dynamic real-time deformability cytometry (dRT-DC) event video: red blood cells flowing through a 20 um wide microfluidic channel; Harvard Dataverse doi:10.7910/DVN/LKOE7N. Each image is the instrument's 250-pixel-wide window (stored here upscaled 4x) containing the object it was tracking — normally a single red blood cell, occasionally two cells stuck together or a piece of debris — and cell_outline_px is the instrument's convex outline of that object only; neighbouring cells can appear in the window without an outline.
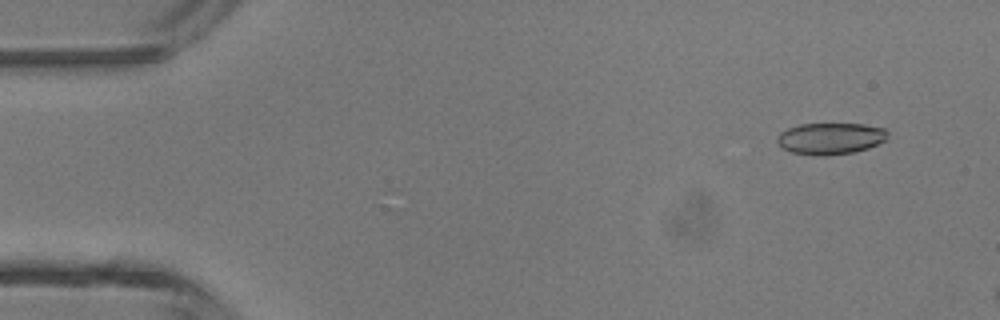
{"species": "common noctule bat (a hibernating species)", "species_latin": "Nyctalus noctula", "temperature_condition": "room temperature", "stored_images_in_passage": 2, "camera_frame_rate_fps": 3000, "um_per_image_px": 0.085, "animal": {"sex": "male", "body_mass_g": 13.3}, "frame": {"image": 1, "passage_image": 1, "time_ms": 0.0, "image_size_px": [1000, 320], "cell_outline_px": [[888, 132], [884, 140], [868, 148], [852, 152], [824, 156], [816, 156], [792, 152], [780, 148], [776, 140], [780, 132], [788, 128], [800, 124], [864, 124], [884, 128]], "centroid_in_image_um": [70.54, 11.77], "position_along_channel_um": 14.5, "area_um2": 20.29}}